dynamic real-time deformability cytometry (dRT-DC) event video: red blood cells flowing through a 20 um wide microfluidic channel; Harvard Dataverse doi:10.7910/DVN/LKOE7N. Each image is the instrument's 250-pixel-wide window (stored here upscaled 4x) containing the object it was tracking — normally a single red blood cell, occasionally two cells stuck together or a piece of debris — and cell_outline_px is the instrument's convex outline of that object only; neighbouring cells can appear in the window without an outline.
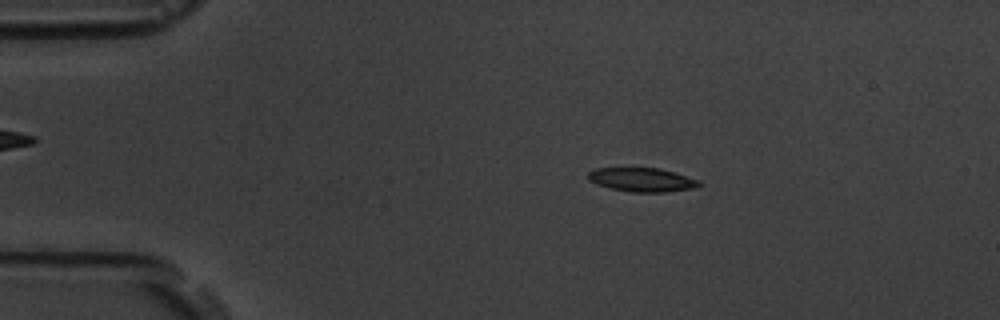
{"species": "common noctule bat (a hibernating species)", "species_latin": "Nyctalus noctula", "temperature_condition": "room temperature", "stored_images_in_passage": 54, "camera_frame_rate_fps": 3000, "um_per_image_px": 0.085, "animal": {"sex": "male", "body_mass_g": 19.5, "forearm_length_mm": 54.6}, "frame": {"image": 1, "passage_image": 10, "time_ms": 3.0, "image_size_px": [1000, 320], "cell_outline_px": [[704, 184], [696, 188], [664, 192], [632, 192], [608, 188], [596, 184], [588, 180], [588, 172], [596, 168], [660, 168], [700, 180]], "centroid_in_image_um": [54.59, 15.28], "position_along_channel_um": 30.4, "area_um2": 15.61}}
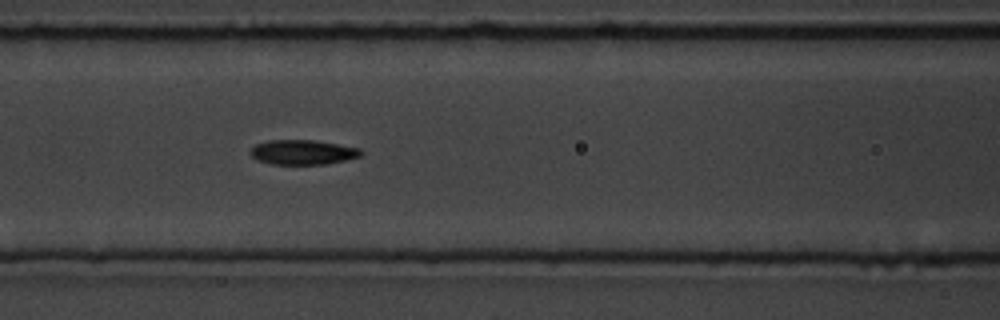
{"frame": {"image": 2, "passage_image": 23, "time_ms": 7.333, "image_size_px": [1000, 320], "cell_outline_px": [[364, 152], [360, 156], [344, 160], [324, 164], [272, 164], [256, 160], [248, 152], [256, 144], [268, 140], [312, 140], [360, 148]], "centroid_in_image_um": [25.7, 12.94], "position_along_channel_um": 140.9, "area_um2": 15.84}}
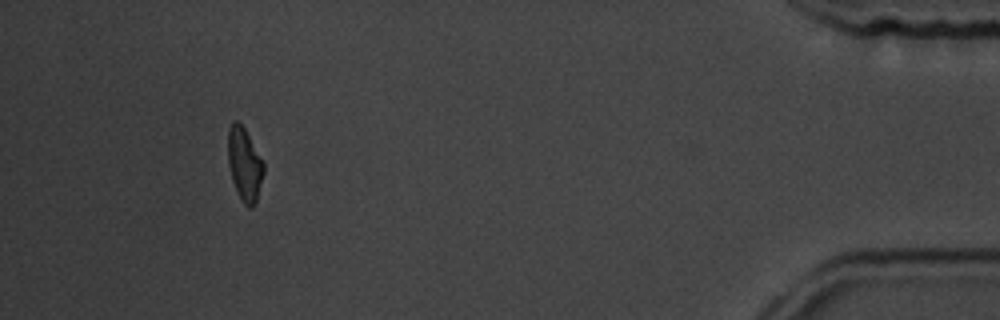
{"frame": {"image": 3, "passage_image": 50, "time_ms": 16.333, "image_size_px": [1000, 320], "cell_outline_px": [[264, 172], [256, 200], [252, 208], [248, 208], [244, 204], [232, 180], [228, 164], [228, 128], [232, 120], [236, 120], [244, 128], [264, 160]], "centroid_in_image_um": [20.79, 13.92], "position_along_channel_um": 414.4, "area_um2": 15.2}, "authors_computed_cell_mechanics": {"area_um2": 15.8661, "velocity_mm_per_s": 3.7741, "shape_relaxation_time_tau1_ms": 3.3806, "shape_relaxation_time_tau2_ms": 3.9518, "deformation_change_tau1": 0.1181, "deformation_change_tau2": 0.0964}}